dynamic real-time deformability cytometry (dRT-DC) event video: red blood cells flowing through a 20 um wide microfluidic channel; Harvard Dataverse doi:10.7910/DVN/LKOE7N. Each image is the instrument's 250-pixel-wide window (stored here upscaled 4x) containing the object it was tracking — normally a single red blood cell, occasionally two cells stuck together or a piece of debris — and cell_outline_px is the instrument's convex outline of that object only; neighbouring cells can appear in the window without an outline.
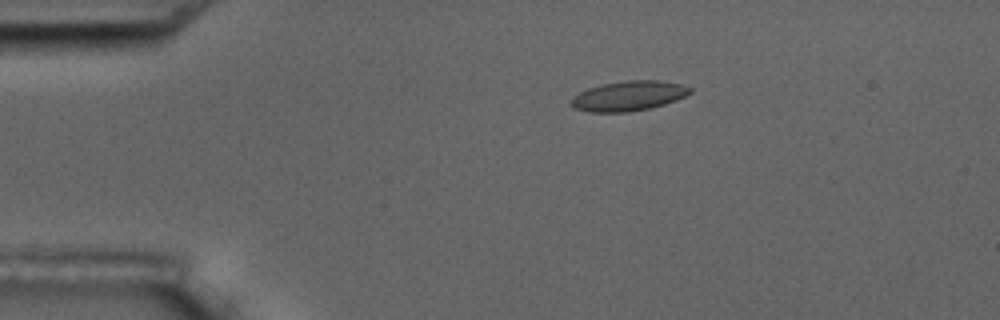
{"species": "common noctule bat (a hibernating species)", "species_latin": "Nyctalus noctula", "temperature_condition": "room temperature", "stored_images_in_passage": 6, "camera_frame_rate_fps": 3000, "um_per_image_px": 0.085, "animal": {"sex": "male", "body_mass_g": 17.5, "forearm_length_mm": 52.3}, "frame": {"image": 1, "passage_image": 4, "time_ms": 3.333, "image_size_px": [1000, 320], "cell_outline_px": [[692, 92], [676, 100], [664, 104], [648, 108], [628, 112], [588, 112], [572, 108], [572, 96], [588, 88], [604, 84], [628, 80], [660, 80], [680, 84], [692, 88]], "centroid_in_image_um": [53.42, 8.15], "position_along_channel_um": 31.6, "area_um2": 20.58}}